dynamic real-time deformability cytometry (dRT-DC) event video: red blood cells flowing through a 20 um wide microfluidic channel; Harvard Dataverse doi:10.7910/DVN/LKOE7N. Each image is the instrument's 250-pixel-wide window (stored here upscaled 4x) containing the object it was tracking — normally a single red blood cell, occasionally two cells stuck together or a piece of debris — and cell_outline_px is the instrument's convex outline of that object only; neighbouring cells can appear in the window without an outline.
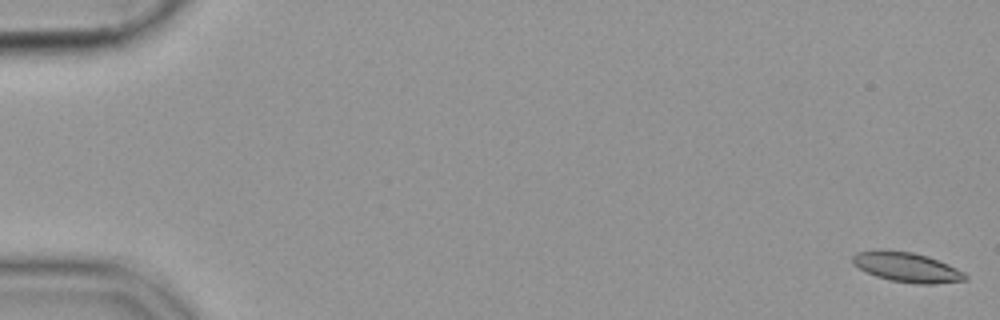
{"species": "common noctule bat (a hibernating species)", "species_latin": "Nyctalus noctula", "temperature_condition": "cold", "stored_images_in_passage": 56, "camera_frame_rate_fps": 3000, "um_per_image_px": 0.085, "animal": {"sex": "female", "body_mass_g": 19.9}, "frame": {"image": 1, "passage_image": 1, "time_ms": 0.0, "image_size_px": [1000, 320], "cell_outline_px": [[968, 280], [936, 284], [916, 284], [892, 280], [876, 276], [852, 264], [852, 256], [856, 252], [880, 248], [912, 252], [928, 256], [948, 264], [964, 272], [968, 276]], "centroid_in_image_um": [77.08, 22.69], "position_along_channel_um": 7.9, "area_um2": 19.77}}
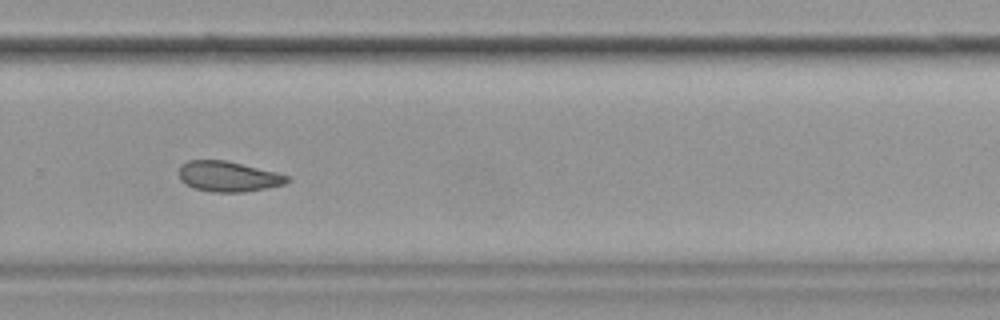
{"frame": {"image": 2, "passage_image": 39, "time_ms": 12.667, "image_size_px": [1000, 320], "cell_outline_px": [[292, 180], [284, 184], [244, 192], [212, 192], [192, 188], [180, 180], [180, 164], [188, 160], [224, 160], [276, 172], [288, 176]], "centroid_in_image_um": [19.38, 15.0], "position_along_channel_um": 310.4, "area_um2": 19.07}}
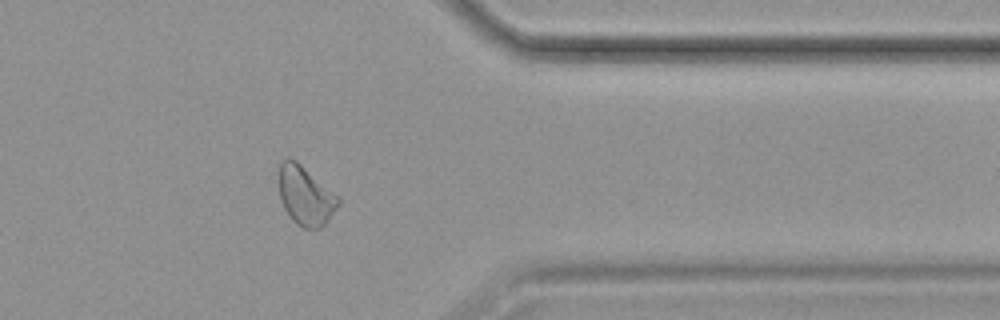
{"frame": {"image": 3, "passage_image": 46, "time_ms": 15.0, "image_size_px": [1000, 320], "cell_outline_px": [[340, 204], [328, 220], [320, 228], [304, 228], [296, 224], [292, 220], [284, 208], [280, 200], [276, 180], [280, 164], [288, 156], [296, 160], [340, 196]], "centroid_in_image_um": [25.94, 16.6], "position_along_channel_um": 385.5, "area_um2": 20.98}}